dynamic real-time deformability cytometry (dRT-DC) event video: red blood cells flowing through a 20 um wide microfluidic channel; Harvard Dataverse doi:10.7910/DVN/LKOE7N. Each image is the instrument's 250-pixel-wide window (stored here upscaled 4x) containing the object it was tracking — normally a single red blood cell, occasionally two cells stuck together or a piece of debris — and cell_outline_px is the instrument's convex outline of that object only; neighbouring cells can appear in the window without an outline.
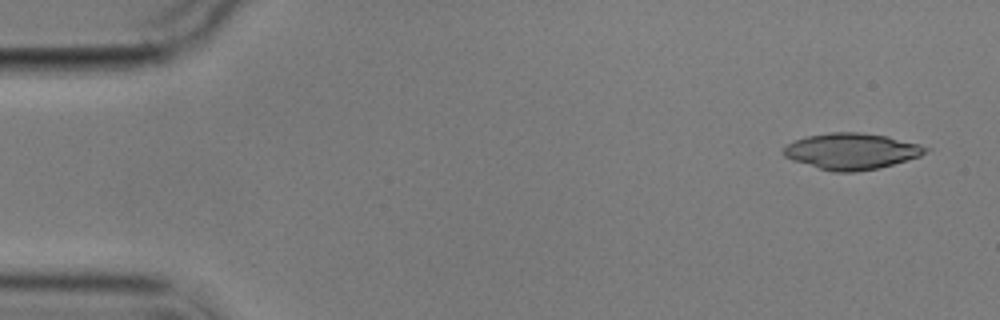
{"species": "common noctule bat (a hibernating species)", "species_latin": "Nyctalus noctula", "temperature_condition": "cold", "stored_images_in_passage": 4, "camera_frame_rate_fps": 3000, "um_per_image_px": 0.085, "animal": {"sex": "male", "body_mass_g": 17.9}, "frame": {"image": 1, "passage_image": 1, "time_ms": 0.0, "image_size_px": [1000, 320], "cell_outline_px": [[932, 148], [920, 156], [880, 168], [856, 172], [832, 172], [792, 160], [784, 156], [784, 148], [792, 140], [808, 136], [828, 132], [860, 132], [888, 136], [920, 144]], "centroid_in_image_um": [72.4, 12.85], "position_along_channel_um": 12.6, "area_um2": 30.11}}